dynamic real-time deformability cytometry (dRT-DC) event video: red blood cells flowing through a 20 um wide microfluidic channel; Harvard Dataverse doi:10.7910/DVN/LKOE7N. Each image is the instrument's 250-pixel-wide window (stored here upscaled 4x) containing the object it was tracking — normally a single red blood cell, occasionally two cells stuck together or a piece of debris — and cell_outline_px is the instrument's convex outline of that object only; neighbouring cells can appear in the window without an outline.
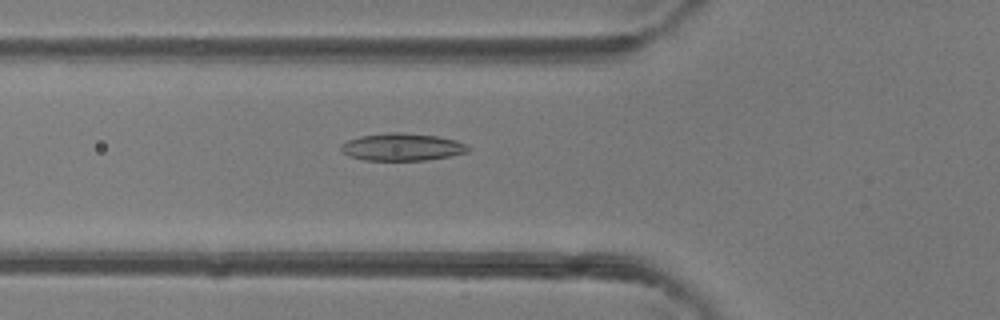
{"species": "common noctule bat (a hibernating species)", "species_latin": "Nyctalus noctula", "temperature_condition": "room temperature", "stored_images_in_passage": 47, "camera_frame_rate_fps": 3000, "um_per_image_px": 0.085, "animal": {"sex": "female"}, "frame": {"image": 1, "passage_image": 17, "time_ms": 5.333, "image_size_px": [1000, 320], "cell_outline_px": [[472, 148], [468, 152], [448, 156], [424, 160], [364, 160], [348, 156], [340, 152], [340, 144], [348, 140], [360, 136], [388, 132], [400, 132], [436, 136], [456, 140], [468, 144]], "centroid_in_image_um": [34.16, 12.49], "position_along_channel_um": 91.6, "area_um2": 20.46}}
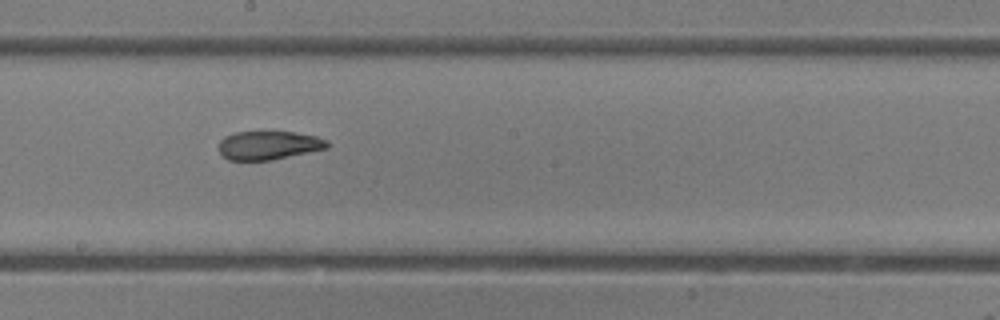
{"frame": {"image": 2, "passage_image": 26, "time_ms": 8.333, "image_size_px": [1000, 320], "cell_outline_px": [[328, 148], [272, 160], [228, 160], [220, 152], [220, 140], [224, 136], [236, 132], [296, 132], [316, 136], [328, 140]], "centroid_in_image_um": [22.85, 12.35], "position_along_channel_um": 225.3, "area_um2": 18.03}}
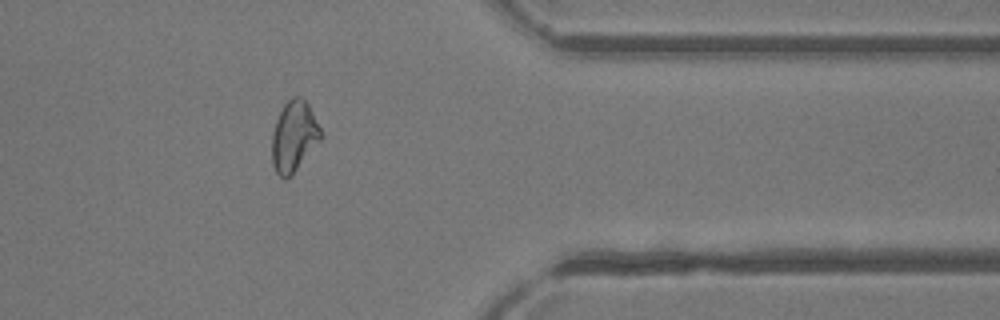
{"frame": {"image": 3, "passage_image": 38, "time_ms": 12.333, "image_size_px": [1000, 320], "cell_outline_px": [[324, 136], [292, 176], [284, 180], [276, 172], [272, 164], [272, 132], [276, 120], [284, 104], [292, 96], [300, 96], [308, 104]], "centroid_in_image_um": [24.99, 11.62], "position_along_channel_um": 386.4, "area_um2": 20.29}, "authors_computed_cell_mechanics": {"area_um2": 20.9814, "velocity_mm_per_s": 4.4381, "shape_relaxation_time_tau1_ms": null, "shape_relaxation_time_tau2_ms": 2.0368, "deformation_change_tau1": null, "deformation_change_tau2": 0.087}}